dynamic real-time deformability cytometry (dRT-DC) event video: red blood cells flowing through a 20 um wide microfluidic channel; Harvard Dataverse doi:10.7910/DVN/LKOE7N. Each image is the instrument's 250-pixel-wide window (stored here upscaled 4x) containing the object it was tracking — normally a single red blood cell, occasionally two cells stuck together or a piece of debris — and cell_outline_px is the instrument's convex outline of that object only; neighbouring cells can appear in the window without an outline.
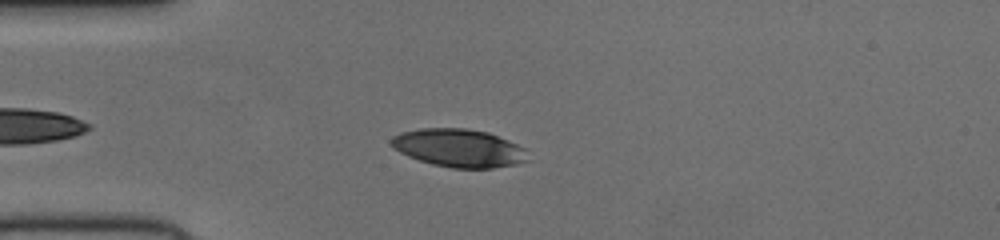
{"species": "human", "species_latin": "Homo sapiens", "temperature_condition": "cold", "stored_images_in_passage": 40, "camera_frame_rate_fps": 3000, "um_per_image_px": 0.085, "donor": {"sex": "female"}, "frame": {"image": 1, "passage_image": 6, "time_ms": 1.667, "image_size_px": [1000, 240], "cell_outline_px": [[532, 160], [516, 164], [492, 168], [452, 168], [432, 164], [408, 156], [400, 152], [388, 144], [388, 140], [392, 136], [400, 132], [420, 128], [464, 128], [488, 132], [508, 140], [524, 148]], "centroid_in_image_um": [38.99, 12.58], "position_along_channel_um": 46.0, "area_um2": 30.58}}
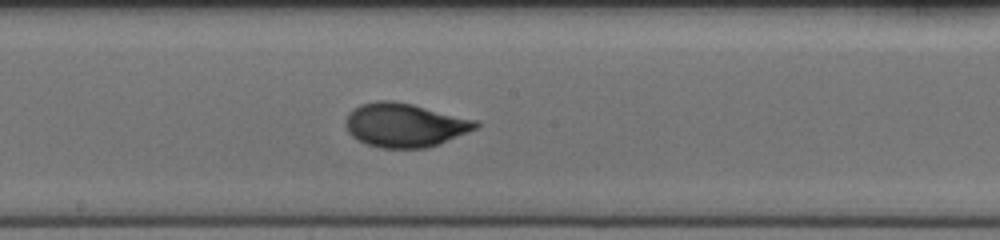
{"frame": {"image": 2, "passage_image": 20, "time_ms": 6.333, "image_size_px": [1000, 240], "cell_outline_px": [[480, 124], [476, 128], [468, 132], [440, 144], [424, 148], [380, 148], [368, 144], [352, 136], [348, 132], [344, 124], [344, 120], [348, 112], [352, 108], [360, 104], [376, 100], [392, 100], [412, 104], [480, 120]], "centroid_in_image_um": [34.4, 10.61], "position_along_channel_um": 213.8, "area_um2": 33.64}}
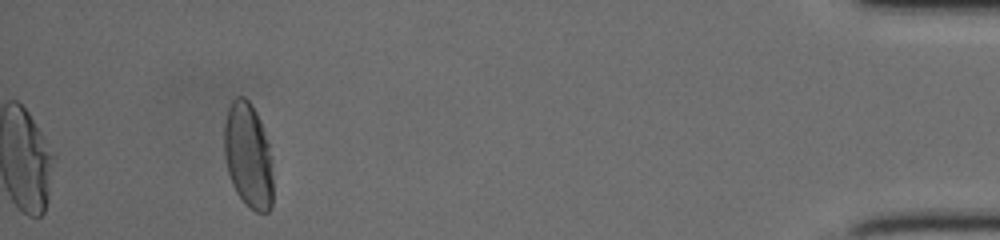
{"frame": {"image": 3, "passage_image": 40, "time_ms": 13.0, "image_size_px": [1000, 240], "cell_outline_px": [[272, 204], [268, 212], [256, 212], [248, 208], [244, 204], [236, 192], [232, 184], [228, 172], [224, 156], [224, 124], [228, 108], [232, 100], [236, 96], [244, 96], [252, 104], [260, 120], [268, 144], [272, 176]], "centroid_in_image_um": [21.07, 13.23], "position_along_channel_um": 414.1, "area_um2": 30.0}}